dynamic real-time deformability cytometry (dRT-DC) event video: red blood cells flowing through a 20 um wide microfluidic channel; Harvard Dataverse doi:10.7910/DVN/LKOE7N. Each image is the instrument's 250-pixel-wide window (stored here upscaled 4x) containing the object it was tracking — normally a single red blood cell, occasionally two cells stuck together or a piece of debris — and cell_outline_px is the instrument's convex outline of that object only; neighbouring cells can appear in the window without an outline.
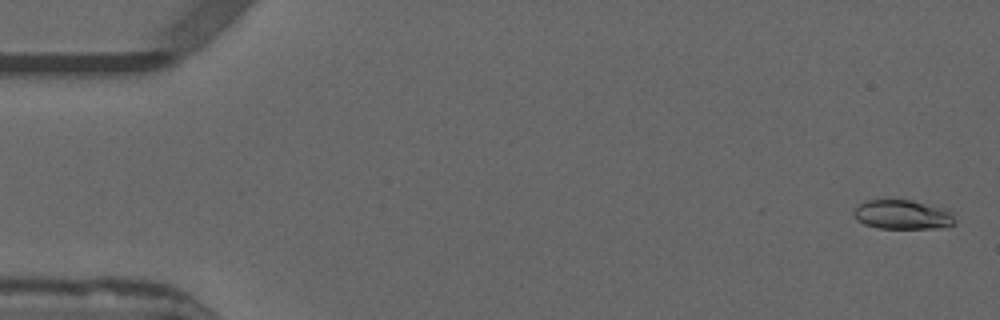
{"species": "common noctule bat (a hibernating species)", "species_latin": "Nyctalus noctula", "temperature_condition": "warm", "stored_images_in_passage": 53, "camera_frame_rate_fps": 3000, "um_per_image_px": 0.085, "animal": {"sex": "male", "forearm_length_mm": 52.5}, "frame": {"image": 1, "passage_image": 2, "time_ms": 0.333, "image_size_px": [1000, 320], "cell_outline_px": [[956, 220], [952, 224], [940, 228], [880, 228], [864, 224], [856, 220], [852, 212], [864, 200], [912, 200], [948, 208], [952, 212]], "centroid_in_image_um": [76.74, 18.23], "position_along_channel_um": 8.3, "area_um2": 17.46}}
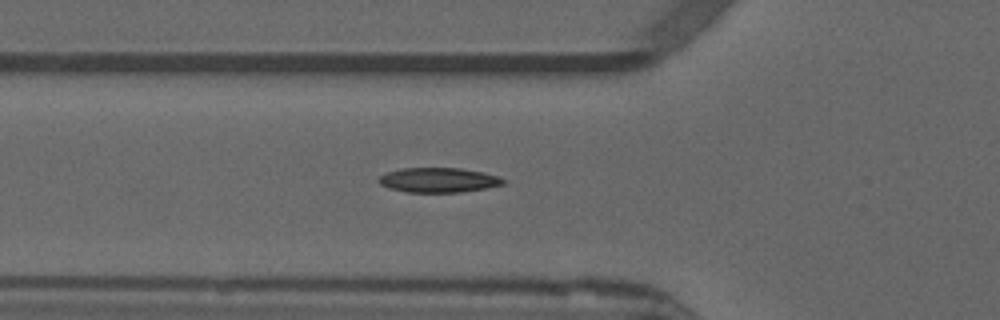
{"frame": {"image": 2, "passage_image": 19, "time_ms": 6.0, "image_size_px": [1000, 320], "cell_outline_px": [[504, 184], [484, 188], [460, 192], [408, 192], [392, 188], [380, 184], [376, 180], [380, 176], [388, 172], [400, 168], [460, 168], [484, 172], [496, 176], [504, 180]], "centroid_in_image_um": [37.25, 15.29], "position_along_channel_um": 88.6, "area_um2": 17.69}}
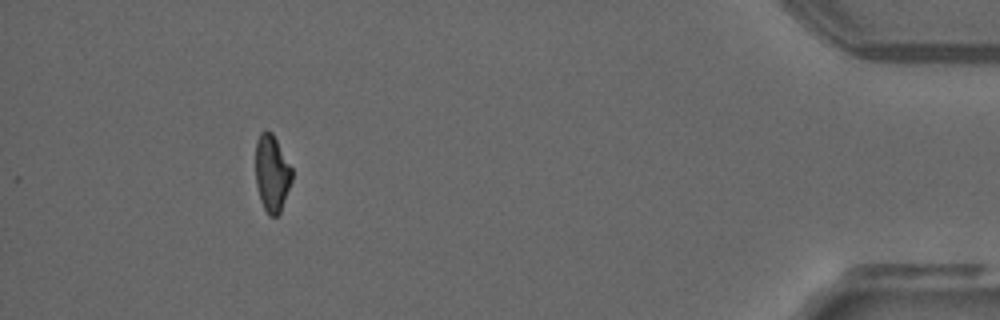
{"frame": {"image": 3, "passage_image": 49, "time_ms": 16.0, "image_size_px": [1000, 320], "cell_outline_px": [[292, 180], [280, 212], [276, 216], [268, 216], [260, 200], [256, 184], [256, 140], [260, 132], [264, 128], [272, 132], [292, 168]], "centroid_in_image_um": [23.1, 14.7], "position_along_channel_um": 412.1, "area_um2": 16.36}, "authors_computed_cell_mechanics": {"area_um2": 17.5134, "velocity_mm_per_s": 3.8762, "shape_relaxation_time_tau1_ms": null, "shape_relaxation_time_tau2_ms": 3.5835, "deformation_change_tau1": null, "deformation_change_tau2": 0.0813}}